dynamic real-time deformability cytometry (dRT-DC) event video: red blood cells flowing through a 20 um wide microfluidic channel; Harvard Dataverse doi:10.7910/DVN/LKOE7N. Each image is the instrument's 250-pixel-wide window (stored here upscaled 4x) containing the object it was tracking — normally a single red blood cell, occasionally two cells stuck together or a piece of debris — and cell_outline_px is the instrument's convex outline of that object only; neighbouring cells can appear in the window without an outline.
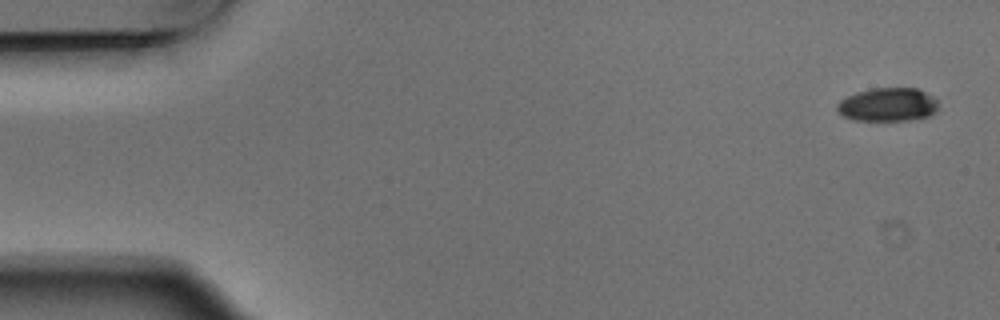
{"species": "Egyptian fruit bat (a non-hibernating species)", "species_latin": "Rousettus aegyptiacus", "temperature_condition": "warm", "stored_images_in_passage": 5, "camera_frame_rate_fps": 3000, "um_per_image_px": 0.085, "animal": {"sex": "male"}, "frame": {"image": 1, "passage_image": 1, "time_ms": 0.0, "image_size_px": [1000, 320], "cell_outline_px": [[940, 104], [936, 112], [928, 116], [908, 120], [856, 120], [844, 116], [836, 108], [836, 104], [840, 100], [856, 92], [872, 88], [916, 88], [932, 96]], "centroid_in_image_um": [75.48, 8.89], "position_along_channel_um": 9.5, "area_um2": 19.71}}
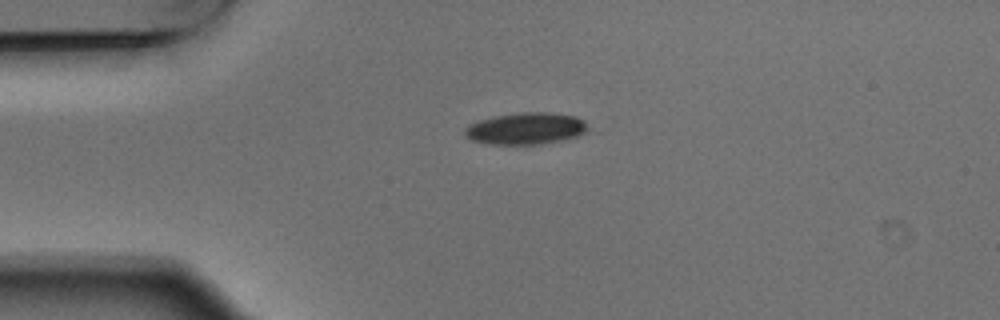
{"frame": {"image": 2, "passage_image": 4, "time_ms": 1.0, "image_size_px": [1000, 320], "cell_outline_px": [[588, 128], [584, 132], [576, 136], [560, 140], [540, 144], [488, 144], [472, 140], [464, 136], [464, 128], [468, 124], [480, 120], [496, 116], [520, 112], [544, 112], [576, 116], [584, 120]], "centroid_in_image_um": [44.65, 10.92], "position_along_channel_um": 40.3, "area_um2": 22.66}}